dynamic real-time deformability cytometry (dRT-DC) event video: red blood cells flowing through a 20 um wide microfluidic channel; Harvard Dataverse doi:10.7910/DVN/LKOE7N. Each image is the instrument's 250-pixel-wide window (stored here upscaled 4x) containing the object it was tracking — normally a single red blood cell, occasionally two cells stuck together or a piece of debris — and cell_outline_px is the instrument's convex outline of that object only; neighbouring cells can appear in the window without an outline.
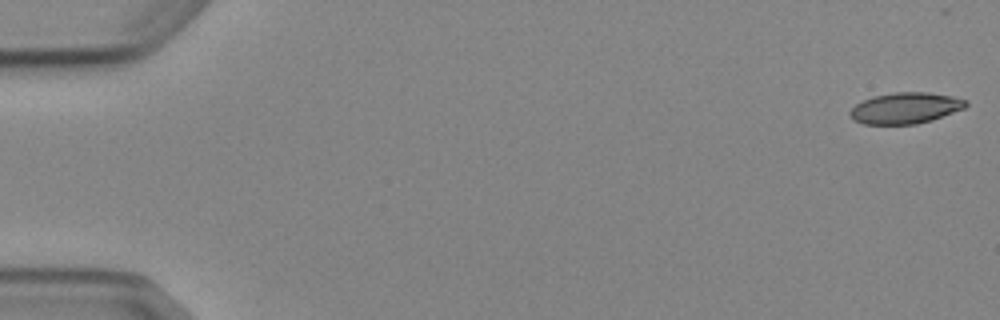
{"species": "Egyptian fruit bat (a non-hibernating species)", "species_latin": "Rousettus aegyptiacus", "temperature_condition": "cold", "stored_images_in_passage": 7, "camera_frame_rate_fps": 3000, "um_per_image_px": 0.085, "animal": {"sex": "female"}, "frame": {"image": 1, "passage_image": 1, "time_ms": 0.0, "image_size_px": [1000, 320], "cell_outline_px": [[968, 104], [964, 108], [932, 120], [916, 124], [864, 124], [852, 120], [848, 112], [856, 104], [872, 96], [896, 92], [928, 92], [952, 96], [968, 100]], "centroid_in_image_um": [76.95, 9.18], "position_along_channel_um": 8.1, "area_um2": 21.04}}
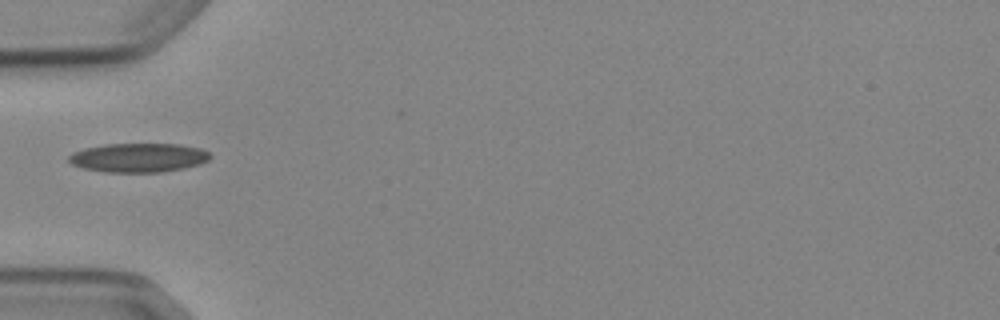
{"frame": {"image": 2, "passage_image": 5, "time_ms": 5.667, "image_size_px": [1000, 320], "cell_outline_px": [[212, 156], [208, 160], [200, 164], [184, 168], [160, 172], [104, 172], [84, 168], [72, 164], [68, 160], [68, 156], [72, 152], [84, 148], [104, 144], [180, 144], [200, 148], [208, 152]], "centroid_in_image_um": [11.76, 13.39], "position_along_channel_um": 73.2, "area_um2": 23.99}}
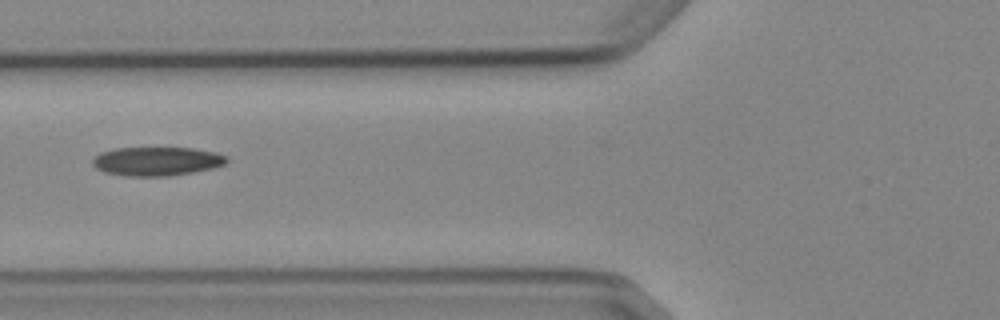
{"frame": {"image": 3, "passage_image": 6, "time_ms": 6.667, "image_size_px": [1000, 320], "cell_outline_px": [[228, 160], [224, 164], [216, 168], [168, 176], [128, 176], [104, 172], [96, 168], [92, 164], [92, 160], [100, 152], [116, 148], [192, 148], [216, 152], [228, 156]], "centroid_in_image_um": [13.35, 13.71], "position_along_channel_um": 112.5, "area_um2": 22.6}}